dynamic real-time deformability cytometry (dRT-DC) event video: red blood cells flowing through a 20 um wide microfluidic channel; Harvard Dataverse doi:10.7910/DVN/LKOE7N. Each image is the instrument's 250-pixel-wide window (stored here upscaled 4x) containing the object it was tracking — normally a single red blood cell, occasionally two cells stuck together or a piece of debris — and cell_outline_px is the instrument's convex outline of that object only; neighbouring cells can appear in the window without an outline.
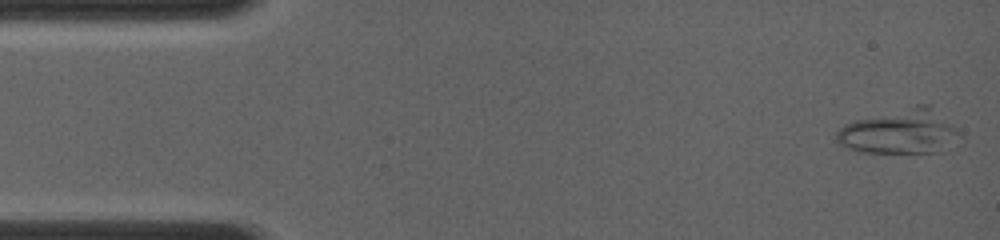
{"species": "common noctule bat (a hibernating species)", "species_latin": "Nyctalus noctula", "temperature_condition": "room temperature", "stored_images_in_passage": 16, "camera_frame_rate_fps": 4000, "um_per_image_px": 0.085, "animal": {"sex": "female", "body_mass_g": 19.0, "forearm_length_mm": 56.7}, "frame": {"image": 1, "passage_image": 1, "time_ms": 0.0, "image_size_px": [1000, 240], "cell_outline_px": [[960, 136], [936, 152], [860, 152], [848, 148], [840, 144], [836, 140], [836, 132], [844, 124], [856, 120], [916, 104], [932, 104]], "centroid_in_image_um": [76.42, 11.17], "position_along_channel_um": 8.6, "area_um2": 31.15}}
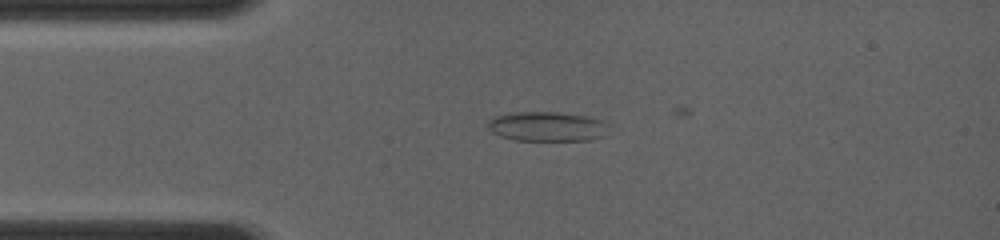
{"frame": {"image": 2, "passage_image": 13, "time_ms": 2.75, "image_size_px": [1000, 240], "cell_outline_px": [[604, 136], [588, 140], [516, 140], [500, 136], [492, 132], [488, 128], [488, 120], [496, 116], [512, 112], [556, 112], [584, 116], [604, 120]], "centroid_in_image_um": [46.43, 10.75], "position_along_channel_um": 38.6, "area_um2": 20.52}}